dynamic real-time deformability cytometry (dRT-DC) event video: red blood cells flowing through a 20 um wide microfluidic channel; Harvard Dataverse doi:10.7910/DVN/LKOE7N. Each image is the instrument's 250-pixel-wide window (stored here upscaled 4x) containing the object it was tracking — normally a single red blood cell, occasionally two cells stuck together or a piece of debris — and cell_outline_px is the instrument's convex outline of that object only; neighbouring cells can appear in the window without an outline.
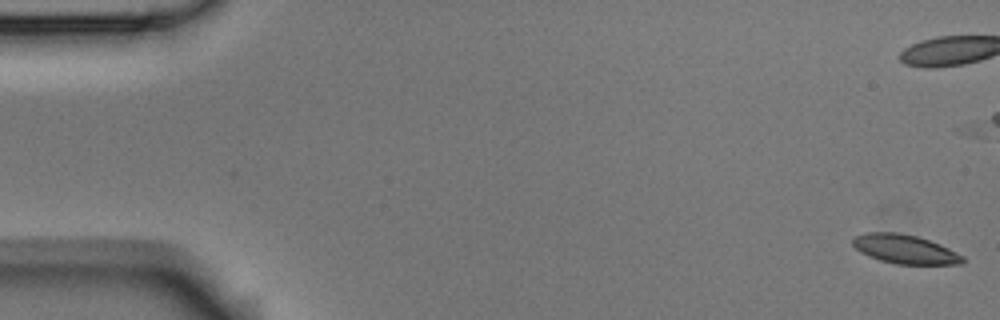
{"species": "Egyptian fruit bat (a non-hibernating species)", "species_latin": "Rousettus aegyptiacus", "temperature_condition": "room temperature", "stored_images_in_passage": 48, "camera_frame_rate_fps": 3000, "um_per_image_px": 0.085, "animal": {"sex": "male"}, "frame": {"image": 1, "passage_image": 1, "time_ms": 0.0, "image_size_px": [1000, 320], "cell_outline_px": [[964, 264], [896, 264], [880, 260], [868, 256], [860, 252], [852, 244], [852, 236], [864, 232], [896, 232], [916, 236], [940, 244], [964, 256]], "centroid_in_image_um": [76.88, 21.17], "position_along_channel_um": 8.1, "area_um2": 18.67}, "authors_computed_cell_mechanics": {"area_um2": 19.4208, "velocity_mm_per_s": 3.746, "shape_relaxation_time_tau1_ms": 2.8461, "shape_relaxation_time_tau2_ms": 2.1095, "deformation_change_tau1": 0.1277, "deformation_change_tau2": 0.0708}}